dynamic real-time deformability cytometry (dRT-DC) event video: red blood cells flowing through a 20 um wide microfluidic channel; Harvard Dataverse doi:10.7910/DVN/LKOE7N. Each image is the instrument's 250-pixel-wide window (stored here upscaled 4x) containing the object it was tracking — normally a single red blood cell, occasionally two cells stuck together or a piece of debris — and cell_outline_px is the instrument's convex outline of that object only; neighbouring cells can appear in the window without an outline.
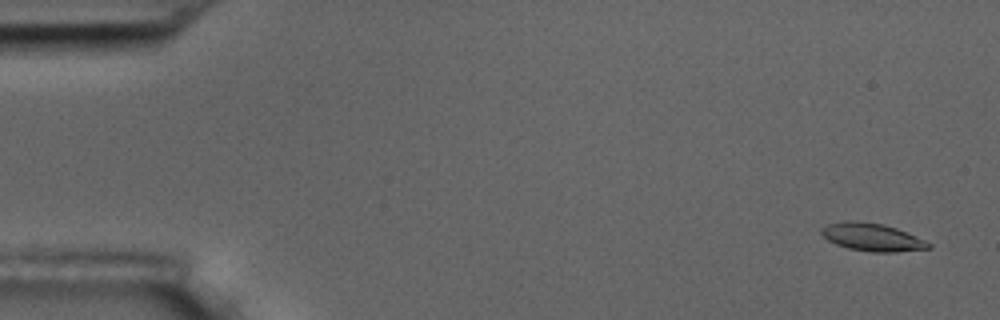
{"species": "common noctule bat (a hibernating species)", "species_latin": "Nyctalus noctula", "temperature_condition": "room temperature", "stored_images_in_passage": 56, "camera_frame_rate_fps": 3000, "um_per_image_px": 0.085, "animal": {"sex": "male", "body_mass_g": 17.5, "forearm_length_mm": 52.3}, "frame": {"image": 1, "passage_image": 3, "time_ms": 0.667, "image_size_px": [1000, 320], "cell_outline_px": [[932, 248], [896, 252], [872, 252], [848, 248], [836, 244], [828, 240], [820, 232], [820, 228], [828, 224], [844, 220], [856, 220], [884, 224], [896, 228], [924, 240], [932, 244]], "centroid_in_image_um": [74.11, 20.15], "position_along_channel_um": 10.9, "area_um2": 17.4}}
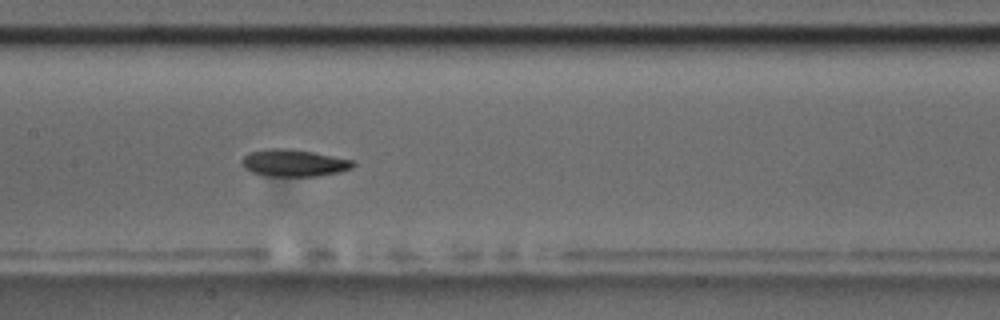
{"frame": {"image": 2, "passage_image": 28, "time_ms": 9.0, "image_size_px": [1000, 320], "cell_outline_px": [[356, 164], [352, 168], [336, 172], [316, 176], [264, 176], [252, 172], [244, 168], [240, 160], [248, 152], [268, 148], [288, 148], [312, 152], [352, 160]], "centroid_in_image_um": [24.91, 13.84], "position_along_channel_um": 182.5, "area_um2": 17.51}}
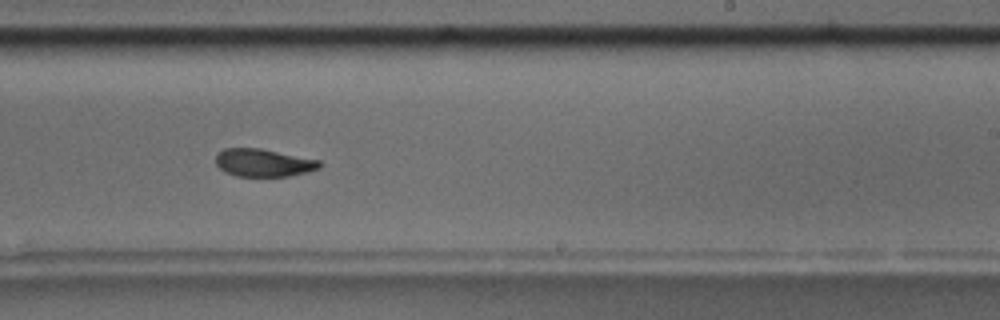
{"frame": {"image": 3, "passage_image": 35, "time_ms": 11.333, "image_size_px": [1000, 320], "cell_outline_px": [[324, 164], [320, 168], [308, 172], [288, 176], [236, 176], [224, 172], [216, 164], [216, 156], [224, 148], [260, 148], [320, 160]], "centroid_in_image_um": [22.43, 13.83], "position_along_channel_um": 266.6, "area_um2": 16.88}, "authors_computed_cell_mechanics": {"area_um2": 17.4556, "velocity_mm_per_s": 3.6166, "shape_relaxation_time_tau1_ms": 5.8955, "shape_relaxation_time_tau2_ms": 3.5302, "deformation_change_tau1": 0.1712, "deformation_change_tau2": 0.0916}}